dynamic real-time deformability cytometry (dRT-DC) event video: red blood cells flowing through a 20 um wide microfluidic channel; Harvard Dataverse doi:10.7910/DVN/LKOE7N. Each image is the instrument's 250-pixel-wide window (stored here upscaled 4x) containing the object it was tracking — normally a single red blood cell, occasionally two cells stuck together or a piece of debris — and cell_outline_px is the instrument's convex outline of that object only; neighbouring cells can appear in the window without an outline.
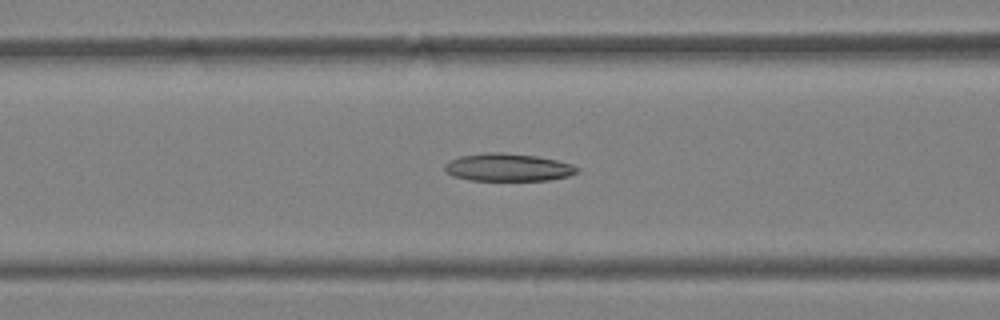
{"species": "Egyptian fruit bat (a non-hibernating species)", "species_latin": "Rousettus aegyptiacus", "temperature_condition": "warm", "stored_images_in_passage": 50, "camera_frame_rate_fps": 3000, "um_per_image_px": 0.085, "animal": {"sex": "female"}, "frame": {"image": 1, "passage_image": 21, "time_ms": 6.667, "image_size_px": [1000, 320], "cell_outline_px": [[580, 172], [568, 176], [548, 180], [468, 180], [452, 176], [444, 172], [444, 164], [448, 160], [460, 156], [488, 152], [504, 152], [536, 156], [556, 160], [572, 164], [580, 168]], "centroid_in_image_um": [43.15, 14.22], "position_along_channel_um": 123.5, "area_um2": 21.62}}
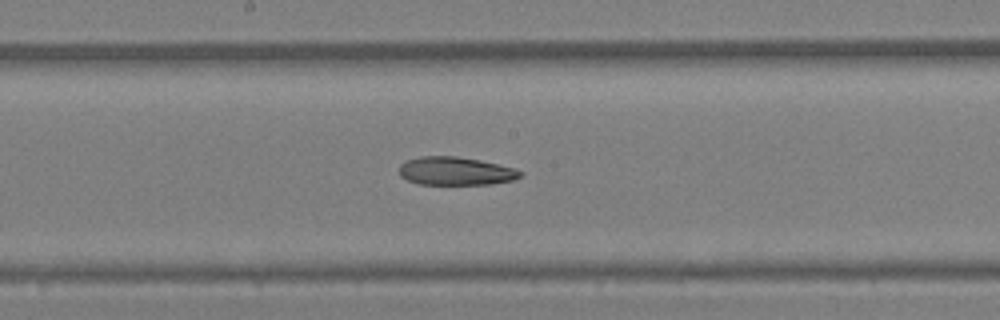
{"frame": {"image": 2, "passage_image": 27, "time_ms": 8.667, "image_size_px": [1000, 320], "cell_outline_px": [[524, 172], [520, 176], [512, 180], [492, 184], [416, 184], [400, 176], [400, 164], [408, 160], [420, 156], [456, 156], [480, 160], [512, 168]], "centroid_in_image_um": [38.7, 14.54], "position_along_channel_um": 209.5, "area_um2": 19.77}}
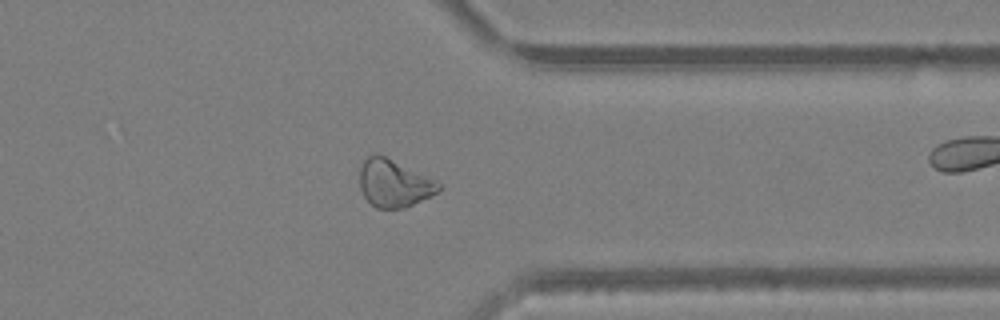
{"frame": {"image": 3, "passage_image": 39, "time_ms": 12.667, "image_size_px": [1000, 320], "cell_outline_px": [[440, 188], [432, 196], [404, 208], [376, 208], [364, 196], [360, 188], [360, 168], [364, 160], [368, 156], [376, 152], [436, 180], [440, 184]], "centroid_in_image_um": [33.47, 15.58], "position_along_channel_um": 377.9, "area_um2": 21.68}}